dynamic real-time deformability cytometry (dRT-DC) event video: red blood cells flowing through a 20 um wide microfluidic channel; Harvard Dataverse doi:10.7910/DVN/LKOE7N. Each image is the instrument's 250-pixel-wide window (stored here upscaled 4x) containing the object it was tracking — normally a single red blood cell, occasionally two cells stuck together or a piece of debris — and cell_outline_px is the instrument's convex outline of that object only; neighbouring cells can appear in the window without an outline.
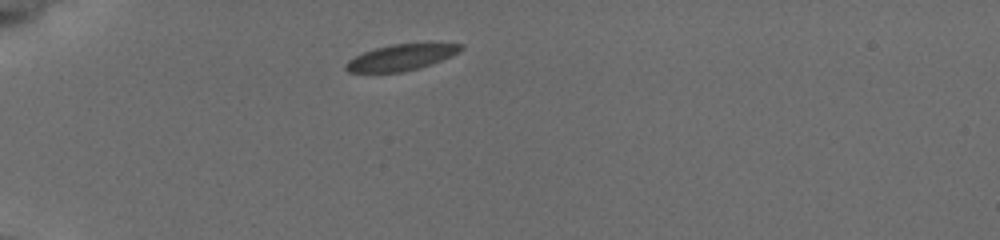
{"species": "common noctule bat (a hibernating species)", "species_latin": "Nyctalus noctula", "temperature_condition": "cold", "stored_images_in_passage": 18, "camera_frame_rate_fps": 3000, "um_per_image_px": 0.085, "animal": {"sex": "female", "body_mass_g": 19.5, "forearm_length_mm": 54.1}, "frame": {"image": 1, "passage_image": 1, "time_ms": 0.0, "image_size_px": [1000, 240], "cell_outline_px": [[460, 48], [456, 52], [440, 60], [416, 68], [400, 72], [352, 72], [344, 68], [348, 60], [364, 52], [376, 48], [392, 44], [460, 44]], "centroid_in_image_um": [33.98, 4.88], "position_along_channel_um": 51.0, "area_um2": 16.53}}
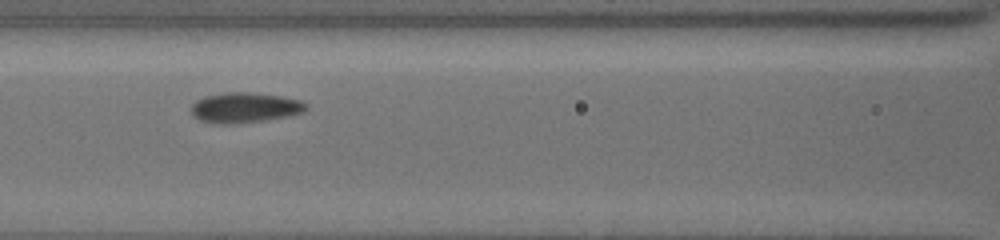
{"frame": {"image": 2, "passage_image": 10, "time_ms": 3.333, "image_size_px": [1000, 240], "cell_outline_px": [[304, 108], [300, 112], [284, 116], [260, 120], [228, 124], [200, 120], [192, 112], [192, 104], [196, 100], [204, 96], [228, 92], [248, 92], [280, 96], [296, 100], [304, 104]], "centroid_in_image_um": [20.71, 9.12], "position_along_channel_um": 145.9, "area_um2": 19.25}}
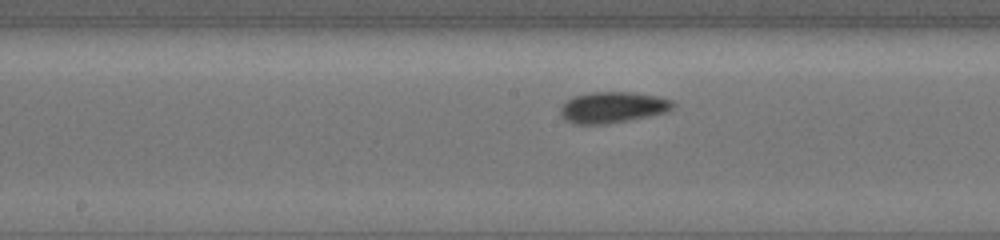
{"frame": {"image": 3, "passage_image": 15, "time_ms": 4.667, "image_size_px": [1000, 240], "cell_outline_px": [[672, 108], [664, 112], [604, 124], [576, 124], [568, 120], [560, 112], [560, 108], [568, 100], [576, 96], [592, 92], [632, 92], [656, 96], [672, 100]], "centroid_in_image_um": [52.05, 9.11], "position_along_channel_um": 196.1, "area_um2": 19.59}}